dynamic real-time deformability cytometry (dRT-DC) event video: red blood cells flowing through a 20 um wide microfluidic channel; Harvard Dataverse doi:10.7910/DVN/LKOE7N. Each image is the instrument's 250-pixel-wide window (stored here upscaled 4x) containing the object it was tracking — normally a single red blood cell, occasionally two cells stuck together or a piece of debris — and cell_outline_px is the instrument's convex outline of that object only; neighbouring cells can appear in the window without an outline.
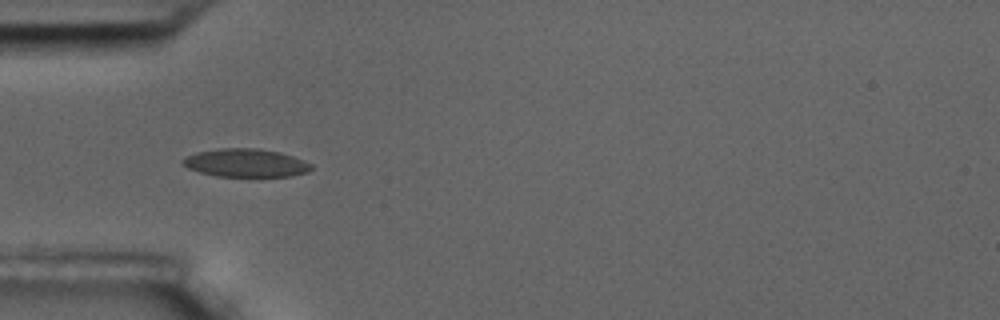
{"species": "common noctule bat (a hibernating species)", "species_latin": "Nyctalus noctula", "temperature_condition": "room temperature", "stored_images_in_passage": 4, "camera_frame_rate_fps": 3000, "um_per_image_px": 0.085, "animal": {"sex": "male", "body_mass_g": 17.5, "forearm_length_mm": 52.3}, "frame": {"image": 1, "passage_image": 3, "time_ms": 2.333, "image_size_px": [1000, 320], "cell_outline_px": [[312, 168], [308, 172], [288, 176], [216, 176], [200, 172], [188, 168], [180, 164], [180, 160], [184, 156], [196, 152], [220, 148], [256, 148], [280, 152], [304, 160], [312, 164]], "centroid_in_image_um": [20.84, 13.84], "position_along_channel_um": 64.2, "area_um2": 21.21}}